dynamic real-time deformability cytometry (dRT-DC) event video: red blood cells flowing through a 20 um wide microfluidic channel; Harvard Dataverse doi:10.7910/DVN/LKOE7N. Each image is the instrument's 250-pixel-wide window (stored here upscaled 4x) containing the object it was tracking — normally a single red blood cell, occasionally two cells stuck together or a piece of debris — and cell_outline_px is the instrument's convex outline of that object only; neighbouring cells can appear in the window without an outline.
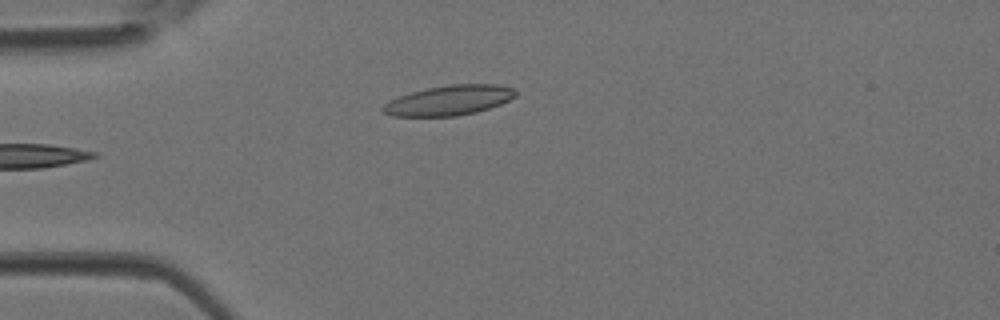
{"species": "Egyptian fruit bat (a non-hibernating species)", "species_latin": "Rousettus aegyptiacus", "temperature_condition": "room temperature", "stored_images_in_passage": 4, "camera_frame_rate_fps": 3000, "um_per_image_px": 0.085, "animal": {"sex": "female"}, "frame": {"image": 1, "passage_image": 4, "time_ms": 1.0, "image_size_px": [1000, 320], "cell_outline_px": [[516, 96], [500, 104], [476, 112], [456, 116], [392, 116], [384, 112], [380, 108], [384, 104], [400, 96], [412, 92], [428, 88], [448, 84], [496, 84], [512, 88], [516, 92]], "centroid_in_image_um": [38.17, 8.53], "position_along_channel_um": 46.8, "area_um2": 22.89}}